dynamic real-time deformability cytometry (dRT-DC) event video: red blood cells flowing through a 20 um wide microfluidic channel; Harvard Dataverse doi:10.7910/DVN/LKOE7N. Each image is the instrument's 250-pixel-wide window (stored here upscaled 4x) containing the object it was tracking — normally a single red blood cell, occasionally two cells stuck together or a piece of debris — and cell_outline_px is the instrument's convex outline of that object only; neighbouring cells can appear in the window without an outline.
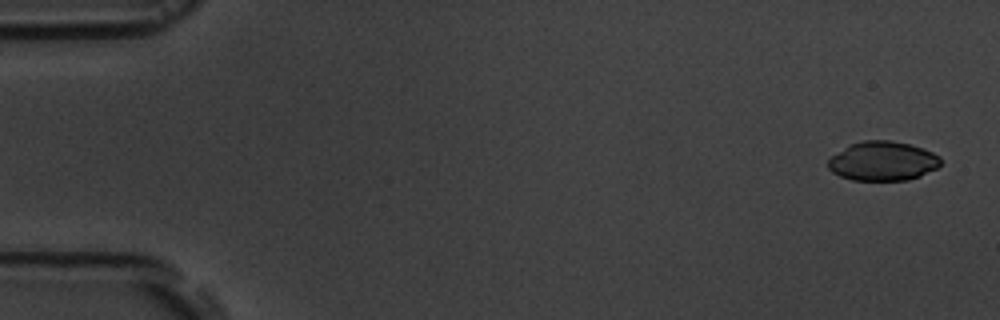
{"species": "common noctule bat (a hibernating species)", "species_latin": "Nyctalus noctula", "temperature_condition": "room temperature", "stored_images_in_passage": 5, "segment_of_instrument_passage": [2, 2], "camera_frame_rate_fps": 3000, "um_per_image_px": 0.085, "animal": {"sex": "male", "body_mass_g": 19.5, "forearm_length_mm": 54.6}, "frame": {"image": 1, "passage_image": 5, "time_ms": 6.333, "image_size_px": [1000, 320], "cell_outline_px": [[940, 164], [936, 168], [920, 176], [908, 180], [852, 180], [840, 176], [832, 172], [828, 168], [828, 160], [832, 156], [848, 144], [864, 140], [892, 140], [924, 148], [940, 156]], "centroid_in_image_um": [75.02, 13.68], "position_along_channel_um": 10.0, "area_um2": 25.84}}